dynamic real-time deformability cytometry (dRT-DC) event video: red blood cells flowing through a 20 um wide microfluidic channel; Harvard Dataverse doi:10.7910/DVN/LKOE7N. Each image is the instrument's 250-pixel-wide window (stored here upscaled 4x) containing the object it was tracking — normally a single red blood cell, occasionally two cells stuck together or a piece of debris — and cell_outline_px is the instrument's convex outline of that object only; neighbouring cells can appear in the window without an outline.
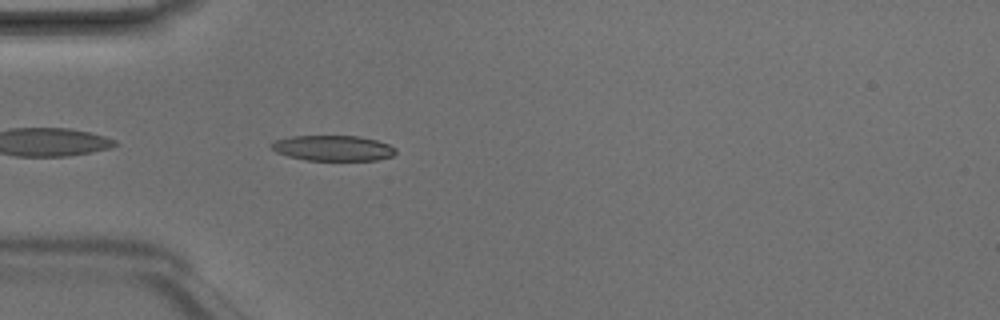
{"species": "Egyptian fruit bat (a non-hibernating species)", "species_latin": "Rousettus aegyptiacus", "temperature_condition": "room temperature", "stored_images_in_passage": 5, "camera_frame_rate_fps": 3000, "um_per_image_px": 0.085, "animal": {"sex": "male"}, "frame": {"image": 1, "passage_image": 5, "time_ms": 1.333, "image_size_px": [1000, 320], "cell_outline_px": [[396, 152], [392, 156], [376, 160], [308, 160], [288, 156], [276, 152], [268, 144], [276, 140], [292, 136], [360, 136], [376, 140], [388, 144], [396, 148]], "centroid_in_image_um": [28.3, 12.58], "position_along_channel_um": 56.7, "area_um2": 18.38}}